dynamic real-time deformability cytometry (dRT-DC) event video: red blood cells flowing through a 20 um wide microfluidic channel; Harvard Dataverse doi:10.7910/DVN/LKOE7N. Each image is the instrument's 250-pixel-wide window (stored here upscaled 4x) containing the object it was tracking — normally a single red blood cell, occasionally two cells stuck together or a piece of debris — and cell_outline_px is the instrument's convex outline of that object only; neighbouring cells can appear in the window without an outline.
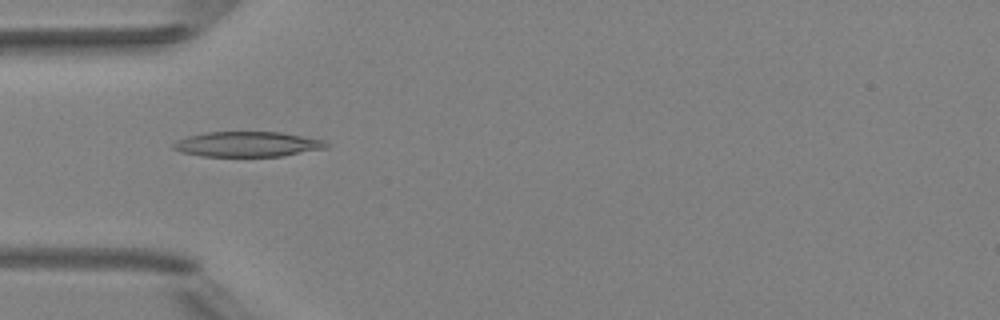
{"species": "Egyptian fruit bat (a non-hibernating species)", "species_latin": "Rousettus aegyptiacus", "temperature_condition": "room temperature", "stored_images_in_passage": 7, "camera_frame_rate_fps": 3000, "um_per_image_px": 0.085, "animal": {"sex": "female"}, "frame": {"image": 1, "passage_image": 5, "time_ms": 4.333, "image_size_px": [1000, 320], "cell_outline_px": [[332, 144], [328, 148], [284, 156], [200, 156], [180, 152], [172, 148], [172, 144], [176, 140], [188, 136], [204, 132], [280, 132], [324, 140]], "centroid_in_image_um": [21.05, 12.26], "position_along_channel_um": 64.0, "area_um2": 22.66}}
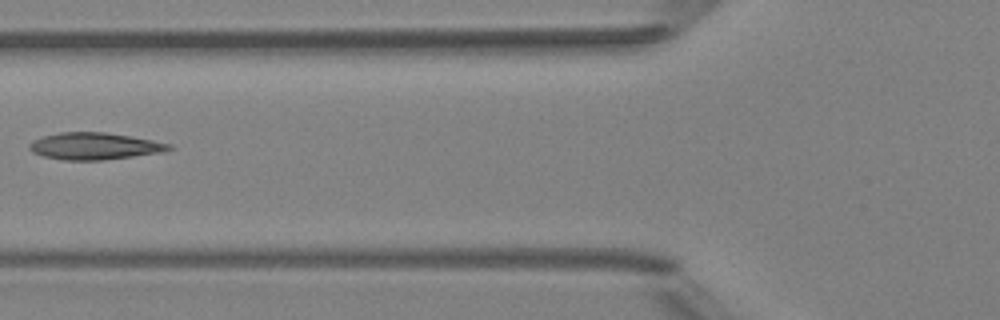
{"frame": {"image": 2, "passage_image": 6, "time_ms": 5.667, "image_size_px": [1000, 320], "cell_outline_px": [[176, 148], [164, 152], [104, 160], [64, 160], [44, 156], [32, 152], [28, 148], [28, 144], [32, 140], [44, 136], [60, 132], [104, 132], [132, 136], [172, 144]], "centroid_in_image_um": [8.07, 12.42], "position_along_channel_um": 117.7, "area_um2": 22.08}}
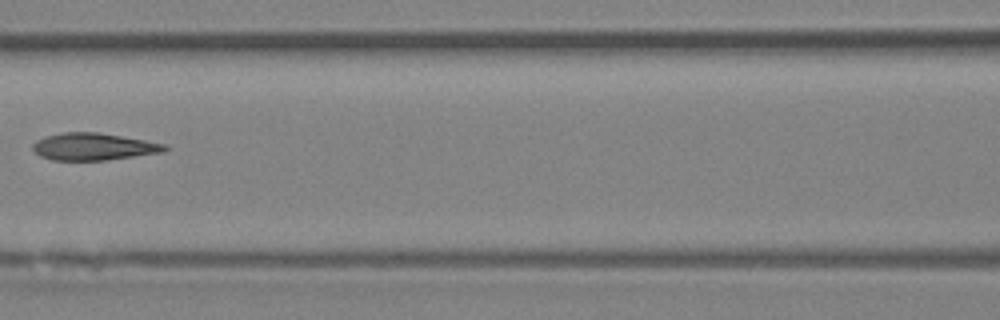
{"frame": {"image": 3, "passage_image": 7, "time_ms": 6.667, "image_size_px": [1000, 320], "cell_outline_px": [[168, 148], [164, 152], [108, 160], [52, 160], [40, 156], [32, 148], [32, 144], [36, 140], [44, 136], [64, 132], [96, 132], [144, 140], [164, 144]], "centroid_in_image_um": [7.92, 12.47], "position_along_channel_um": 158.7, "area_um2": 20.81}}